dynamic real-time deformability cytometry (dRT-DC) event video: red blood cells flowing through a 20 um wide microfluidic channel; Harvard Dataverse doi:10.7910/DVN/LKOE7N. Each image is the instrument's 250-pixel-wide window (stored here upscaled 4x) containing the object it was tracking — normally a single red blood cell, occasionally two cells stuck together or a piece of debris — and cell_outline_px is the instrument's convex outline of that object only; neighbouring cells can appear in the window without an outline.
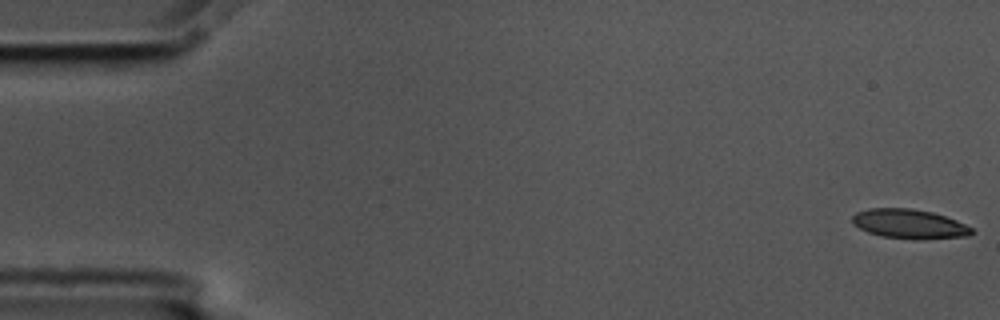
{"species": "common noctule bat (a hibernating species)", "species_latin": "Nyctalus noctula", "temperature_condition": "cold", "stored_images_in_passage": 56, "camera_frame_rate_fps": 3000, "um_per_image_px": 0.085, "animal": {"sex": "male", "body_mass_g": 17.5, "forearm_length_mm": 52.3}, "frame": {"image": 1, "passage_image": 1, "time_ms": 0.0, "image_size_px": [1000, 320], "cell_outline_px": [[976, 232], [968, 236], [912, 240], [880, 236], [868, 232], [852, 224], [852, 216], [856, 212], [868, 208], [912, 208], [932, 212], [956, 220], [972, 228]], "centroid_in_image_um": [77.28, 19.04], "position_along_channel_um": 7.7, "area_um2": 20.63}}
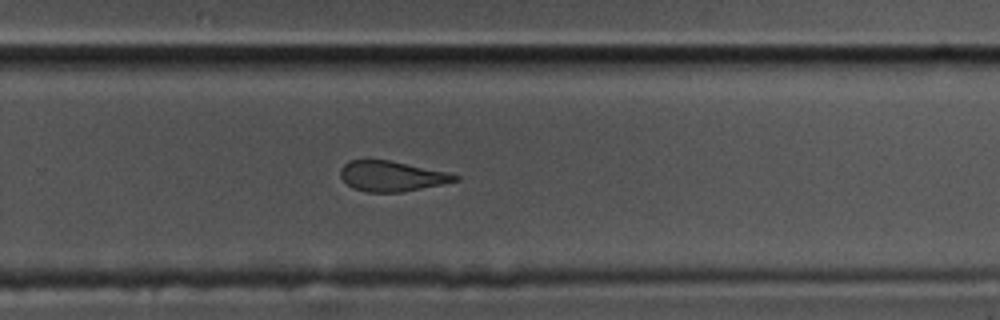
{"frame": {"image": 2, "passage_image": 37, "time_ms": 12.0, "image_size_px": [1000, 320], "cell_outline_px": [[460, 180], [400, 192], [364, 192], [352, 188], [340, 176], [340, 168], [348, 160], [368, 156], [448, 172], [460, 176]], "centroid_in_image_um": [33.21, 14.93], "position_along_channel_um": 296.6, "area_um2": 20.63}}
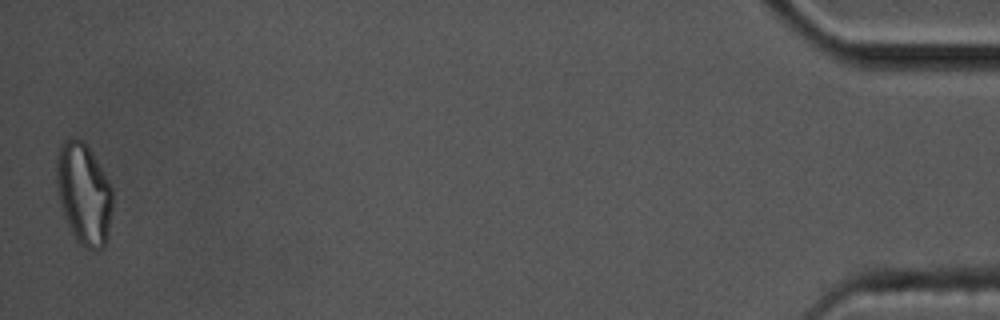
{"frame": {"image": 3, "passage_image": 56, "time_ms": 18.333, "image_size_px": [1000, 320], "cell_outline_px": [[112, 208], [108, 240], [104, 248], [100, 252], [92, 252], [84, 248], [76, 240], [68, 224], [60, 204], [56, 184], [56, 156], [64, 140], [68, 136], [72, 136], [84, 140], [92, 152], [112, 188]], "centroid_in_image_um": [7.13, 16.5], "position_along_channel_um": 428.1, "area_um2": 33.81}, "authors_computed_cell_mechanics": {"area_um2": 21.675, "velocity_mm_per_s": 3.5501, "shape_relaxation_time_tau1_ms": 4.5365, "shape_relaxation_time_tau2_ms": 2.6839, "deformation_change_tau1": 0.1571, "deformation_change_tau2": 0.1252}}